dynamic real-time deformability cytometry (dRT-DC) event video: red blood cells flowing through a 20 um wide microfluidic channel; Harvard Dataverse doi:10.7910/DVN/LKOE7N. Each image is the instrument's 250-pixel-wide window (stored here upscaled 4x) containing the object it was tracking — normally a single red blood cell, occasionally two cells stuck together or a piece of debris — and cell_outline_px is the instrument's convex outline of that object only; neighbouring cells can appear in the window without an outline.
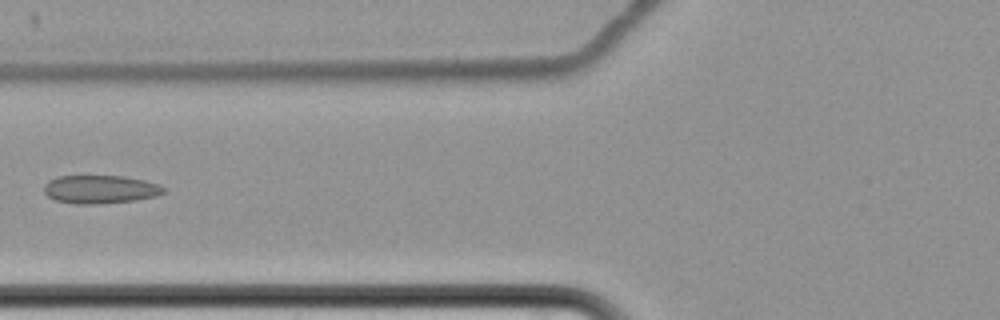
{"species": "common noctule bat (a hibernating species)", "species_latin": "Nyctalus noctula", "temperature_condition": "cold", "stored_images_in_passage": 7, "camera_frame_rate_fps": 3000, "um_per_image_px": 0.085, "animal": {"sex": "female", "body_mass_g": 22.7, "forearm_length_mm": 54.2}, "frame": {"image": 1, "passage_image": 7, "time_ms": 8.333, "image_size_px": [1000, 320], "cell_outline_px": [[164, 192], [156, 196], [136, 200], [96, 204], [76, 204], [56, 200], [48, 196], [44, 192], [44, 184], [48, 180], [60, 176], [124, 176], [144, 180], [160, 184], [164, 188]], "centroid_in_image_um": [8.52, 16.09], "position_along_channel_um": 117.3, "area_um2": 19.71}}